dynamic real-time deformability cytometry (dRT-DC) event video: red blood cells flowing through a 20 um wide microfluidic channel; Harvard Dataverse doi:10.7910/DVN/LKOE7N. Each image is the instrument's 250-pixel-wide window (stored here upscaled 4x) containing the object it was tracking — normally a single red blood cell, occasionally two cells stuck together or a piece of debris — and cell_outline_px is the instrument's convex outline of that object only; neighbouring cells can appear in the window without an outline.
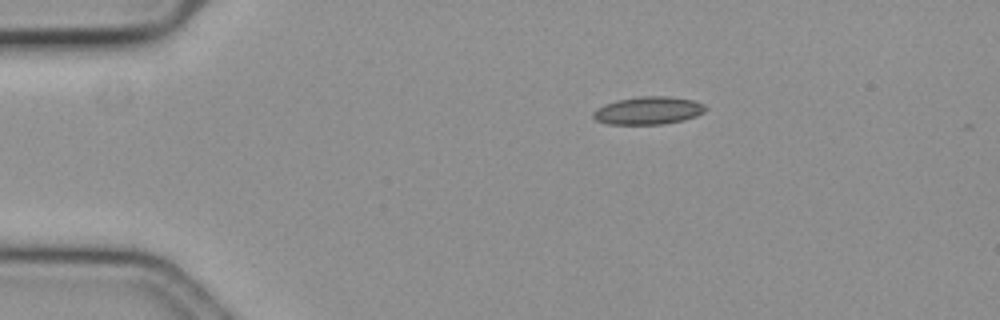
{"species": "common noctule bat (a hibernating species)", "species_latin": "Nyctalus noctula", "temperature_condition": "cold", "stored_images_in_passage": 47, "camera_frame_rate_fps": 3000, "um_per_image_px": 0.085, "animal": {"sex": "female", "body_mass_g": 19.3, "forearm_length_mm": 54.1}, "frame": {"image": 1, "passage_image": 1, "time_ms": 0.0, "image_size_px": [1000, 320], "cell_outline_px": [[708, 108], [704, 112], [696, 116], [684, 120], [664, 124], [608, 124], [596, 120], [592, 116], [592, 112], [596, 108], [604, 104], [616, 100], [640, 96], [668, 96], [692, 100], [704, 104]], "centroid_in_image_um": [55.09, 9.39], "position_along_channel_um": 29.9, "area_um2": 18.32}}
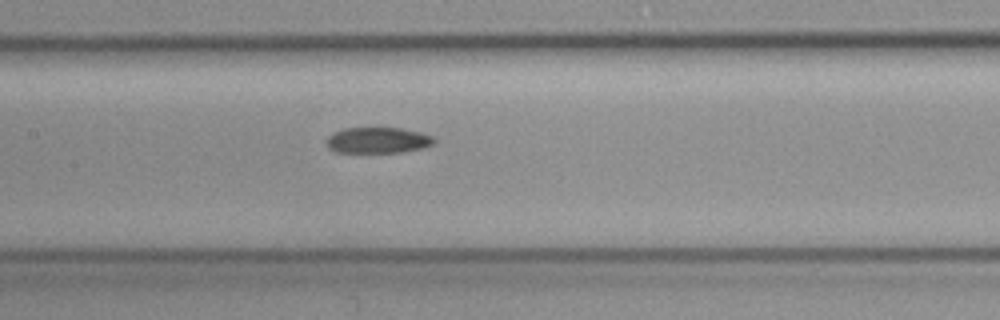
{"frame": {"image": 2, "passage_image": 18, "time_ms": 5.667, "image_size_px": [1000, 320], "cell_outline_px": [[436, 140], [432, 144], [424, 148], [400, 152], [336, 152], [328, 148], [324, 140], [332, 132], [344, 128], [400, 128], [420, 132], [432, 136]], "centroid_in_image_um": [32.07, 11.92], "position_along_channel_um": 175.3, "area_um2": 16.36}}
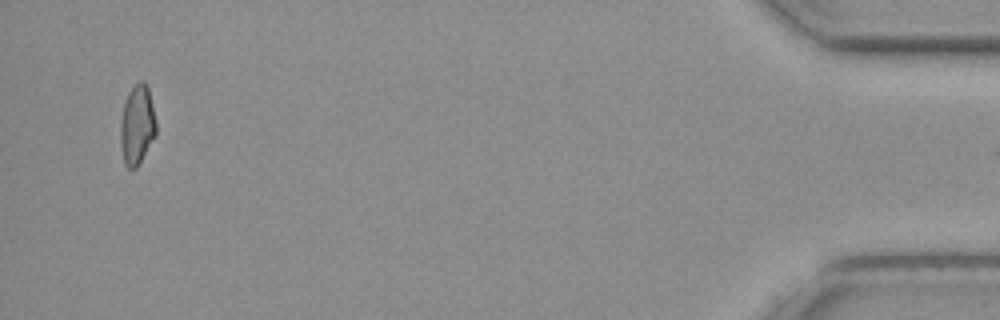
{"frame": {"image": 3, "passage_image": 46, "time_ms": 15.0, "image_size_px": [1000, 320], "cell_outline_px": [[156, 132], [136, 168], [128, 168], [124, 164], [120, 144], [120, 120], [124, 104], [128, 92], [140, 80], [144, 80], [148, 88], [152, 104], [156, 124]], "centroid_in_image_um": [11.62, 10.6], "position_along_channel_um": 423.6, "area_um2": 16.3}}